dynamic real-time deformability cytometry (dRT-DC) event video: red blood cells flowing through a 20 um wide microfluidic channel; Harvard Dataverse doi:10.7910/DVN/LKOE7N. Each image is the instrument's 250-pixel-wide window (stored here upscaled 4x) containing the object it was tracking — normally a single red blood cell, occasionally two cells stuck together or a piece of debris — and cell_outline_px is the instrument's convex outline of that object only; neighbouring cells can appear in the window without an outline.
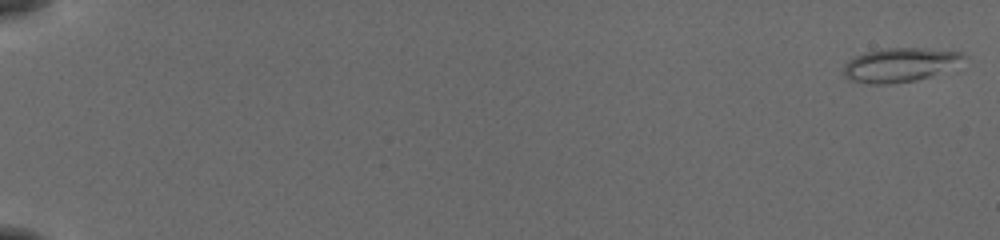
{"species": "common noctule bat (a hibernating species)", "species_latin": "Nyctalus noctula", "temperature_condition": "cold", "stored_images_in_passage": 55, "camera_frame_rate_fps": 3000, "um_per_image_px": 0.085, "animal": {"sex": "female", "body_mass_g": 19.5, "forearm_length_mm": 54.1}, "frame": {"image": 1, "passage_image": 1, "time_ms": 0.0, "image_size_px": [1000, 240], "cell_outline_px": [[968, 56], [928, 76], [916, 80], [884, 84], [868, 84], [848, 80], [844, 76], [844, 64], [848, 60], [864, 52], [888, 48], [924, 48], [960, 52]], "centroid_in_image_um": [76.35, 5.51], "position_along_channel_um": 8.7, "area_um2": 23.06}}
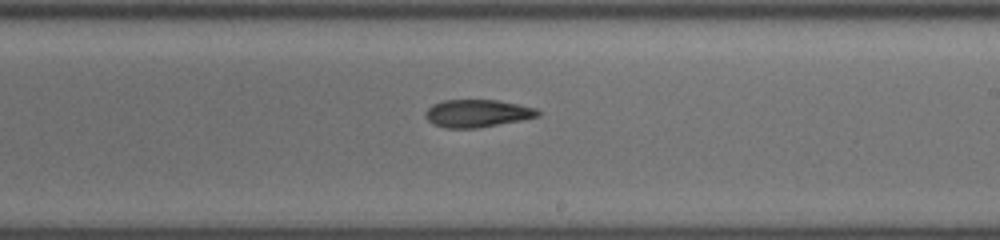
{"frame": {"image": 2, "passage_image": 35, "time_ms": 11.333, "image_size_px": [1000, 240], "cell_outline_px": [[540, 116], [480, 128], [444, 128], [432, 124], [424, 116], [424, 112], [432, 104], [444, 100], [500, 100], [520, 104], [536, 108], [540, 112]], "centroid_in_image_um": [40.55, 9.63], "position_along_channel_um": 248.4, "area_um2": 18.32}}
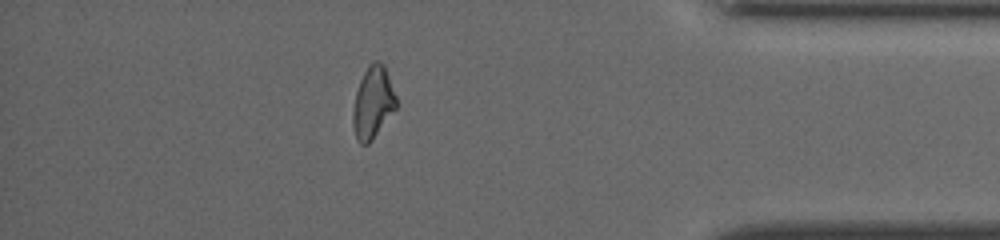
{"frame": {"image": 3, "passage_image": 49, "time_ms": 16.0, "image_size_px": [1000, 240], "cell_outline_px": [[396, 108], [372, 140], [368, 144], [360, 144], [356, 140], [352, 124], [352, 112], [356, 92], [360, 80], [368, 64], [376, 60], [380, 60], [384, 64], [396, 96]], "centroid_in_image_um": [31.68, 8.71], "position_along_channel_um": 403.5, "area_um2": 18.21}, "authors_computed_cell_mechanics": {"area_um2": 19.1318, "velocity_mm_per_s": 3.8905, "shape_relaxation_time_tau1_ms": null, "shape_relaxation_time_tau2_ms": 5.4154, "deformation_change_tau1": null, "deformation_change_tau2": 0.1441}}